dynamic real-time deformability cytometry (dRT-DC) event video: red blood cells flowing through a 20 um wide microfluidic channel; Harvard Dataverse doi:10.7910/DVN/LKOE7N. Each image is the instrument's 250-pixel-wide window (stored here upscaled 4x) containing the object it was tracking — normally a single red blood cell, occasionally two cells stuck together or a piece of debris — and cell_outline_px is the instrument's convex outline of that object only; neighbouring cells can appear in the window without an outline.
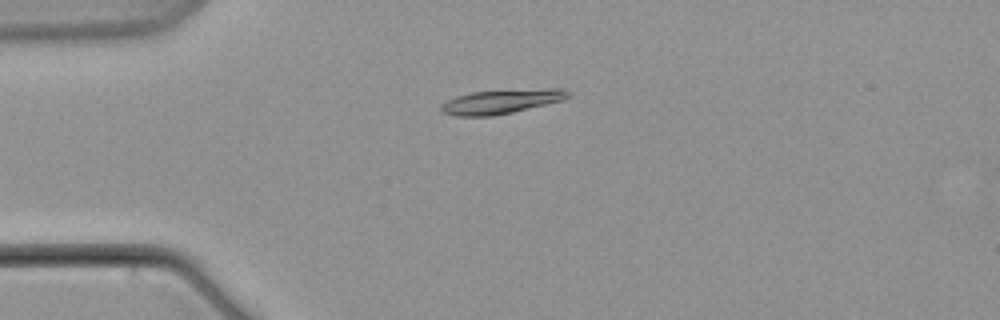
{"species": "common noctule bat (a hibernating species)", "species_latin": "Nyctalus noctula", "temperature_condition": "warm", "stored_images_in_passage": 6, "camera_frame_rate_fps": 3000, "um_per_image_px": 0.085, "animal": {"sex": "male", "body_mass_g": 21.5, "forearm_length_mm": 52.0}, "frame": {"image": 1, "passage_image": 5, "time_ms": 5.0, "image_size_px": [1000, 320], "cell_outline_px": [[572, 96], [564, 100], [512, 112], [492, 116], [456, 116], [444, 112], [440, 108], [440, 104], [456, 96], [472, 92], [548, 88], [560, 88], [568, 92]], "centroid_in_image_um": [42.63, 8.63], "position_along_channel_um": 42.4, "area_um2": 17.8}}